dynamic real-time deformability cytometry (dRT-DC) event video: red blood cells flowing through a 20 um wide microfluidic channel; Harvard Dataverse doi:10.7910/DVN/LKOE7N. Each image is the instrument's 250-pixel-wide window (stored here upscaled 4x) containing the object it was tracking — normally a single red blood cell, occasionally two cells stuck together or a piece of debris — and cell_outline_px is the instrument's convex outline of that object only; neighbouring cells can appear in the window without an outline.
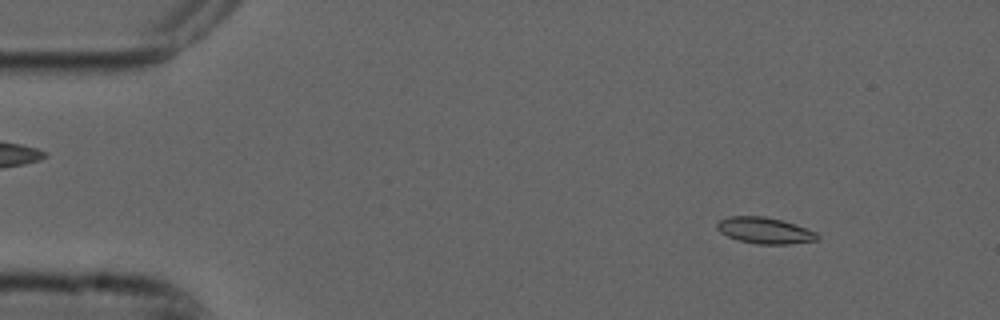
{"species": "common noctule bat (a hibernating species)", "species_latin": "Nyctalus noctula", "temperature_condition": "cold", "stored_images_in_passage": 54, "camera_frame_rate_fps": 3000, "um_per_image_px": 0.085, "animal": {"sex": "male", "forearm_length_mm": 52.5}, "frame": {"image": 1, "passage_image": 6, "time_ms": 1.667, "image_size_px": [1000, 320], "cell_outline_px": [[820, 236], [816, 240], [788, 244], [756, 244], [740, 240], [728, 236], [720, 232], [716, 228], [716, 224], [720, 220], [728, 216], [764, 216], [780, 220], [816, 232]], "centroid_in_image_um": [64.96, 19.59], "position_along_channel_um": 20.0, "area_um2": 15.09}}
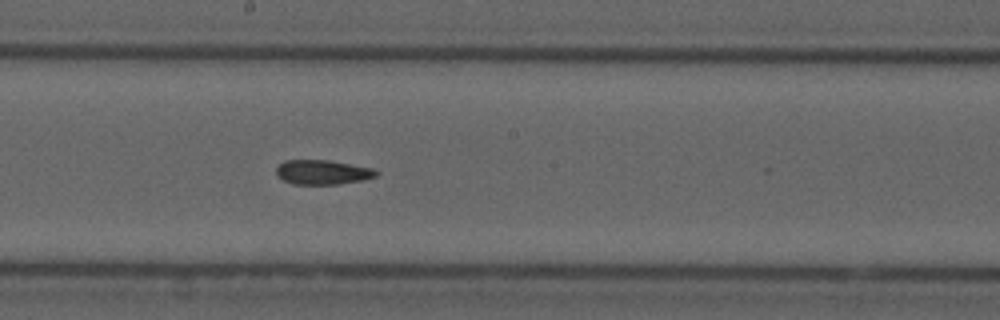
{"frame": {"image": 2, "passage_image": 29, "time_ms": 9.333, "image_size_px": [1000, 320], "cell_outline_px": [[380, 172], [376, 176], [360, 180], [340, 184], [292, 184], [284, 180], [276, 172], [276, 168], [284, 160], [328, 160], [372, 168]], "centroid_in_image_um": [27.42, 14.63], "position_along_channel_um": 220.8, "area_um2": 14.1}}
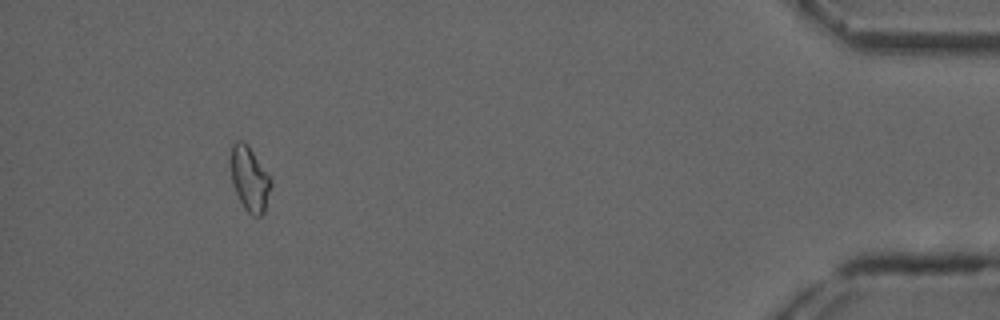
{"frame": {"image": 3, "passage_image": 50, "time_ms": 16.333, "image_size_px": [1000, 320], "cell_outline_px": [[272, 184], [264, 212], [260, 216], [252, 216], [244, 208], [232, 184], [232, 144], [236, 140], [240, 140], [248, 144], [272, 176]], "centroid_in_image_um": [21.27, 15.19], "position_along_channel_um": 413.9, "area_um2": 15.26}}